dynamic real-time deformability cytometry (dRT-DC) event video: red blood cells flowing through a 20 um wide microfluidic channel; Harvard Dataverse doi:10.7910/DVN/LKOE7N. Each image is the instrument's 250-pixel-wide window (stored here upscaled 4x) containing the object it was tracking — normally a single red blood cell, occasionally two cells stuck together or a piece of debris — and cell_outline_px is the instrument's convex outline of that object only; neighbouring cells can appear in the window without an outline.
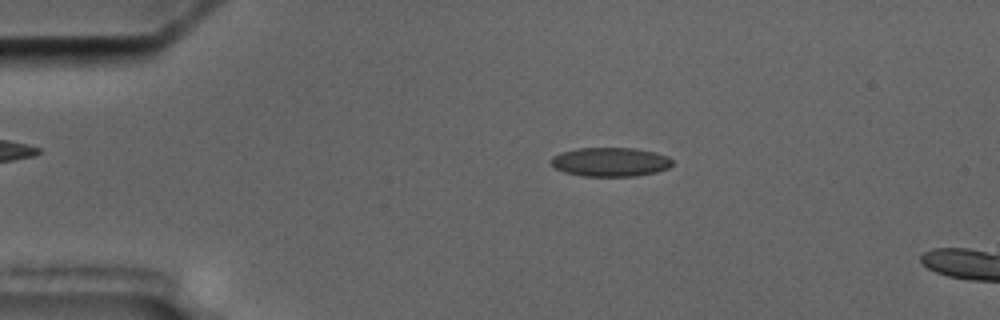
{"species": "common noctule bat (a hibernating species)", "species_latin": "Nyctalus noctula", "temperature_condition": "cold", "stored_images_in_passage": 5, "camera_frame_rate_fps": 3000, "um_per_image_px": 0.085, "animal": {"sex": "male", "body_mass_g": 17.5, "forearm_length_mm": 52.3}, "frame": {"image": 1, "passage_image": 3, "time_ms": 2.333, "image_size_px": [1000, 320], "cell_outline_px": [[672, 164], [668, 168], [656, 172], [636, 176], [580, 176], [564, 172], [556, 168], [548, 160], [552, 156], [560, 152], [580, 148], [636, 148], [656, 152], [668, 156], [672, 160]], "centroid_in_image_um": [51.87, 13.76], "position_along_channel_um": 33.1, "area_um2": 20.69}}